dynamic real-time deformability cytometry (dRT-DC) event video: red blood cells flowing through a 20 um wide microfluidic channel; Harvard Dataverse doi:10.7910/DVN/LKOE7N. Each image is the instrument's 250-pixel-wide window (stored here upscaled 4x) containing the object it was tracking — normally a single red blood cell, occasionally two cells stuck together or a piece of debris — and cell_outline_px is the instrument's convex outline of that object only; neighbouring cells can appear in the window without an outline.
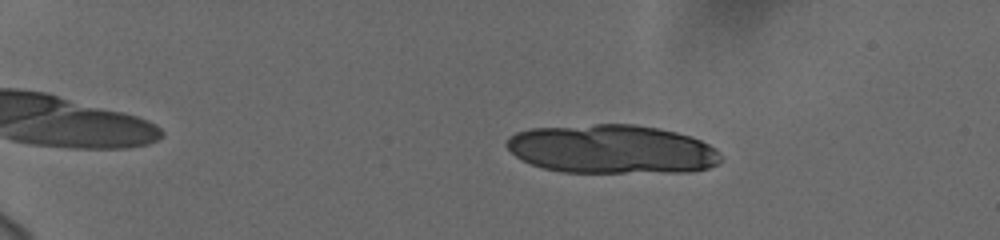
{"species": "human", "species_latin": "Homo sapiens", "temperature_condition": "cold", "stored_images_in_passage": 23, "camera_frame_rate_fps": 3000, "um_per_image_px": 0.085, "donor": {"sex": "female"}, "frame": {"image": 1, "passage_image": 12, "time_ms": 3.667, "image_size_px": [1000, 240], "cell_outline_px": [[724, 160], [708, 168], [688, 172], [564, 172], [544, 168], [532, 164], [516, 156], [504, 144], [508, 136], [516, 132], [532, 128], [596, 124], [636, 124], [660, 128], [692, 136], [716, 148]], "centroid_in_image_um": [52.04, 12.67], "position_along_channel_um": 33.0, "area_um2": 61.27}}